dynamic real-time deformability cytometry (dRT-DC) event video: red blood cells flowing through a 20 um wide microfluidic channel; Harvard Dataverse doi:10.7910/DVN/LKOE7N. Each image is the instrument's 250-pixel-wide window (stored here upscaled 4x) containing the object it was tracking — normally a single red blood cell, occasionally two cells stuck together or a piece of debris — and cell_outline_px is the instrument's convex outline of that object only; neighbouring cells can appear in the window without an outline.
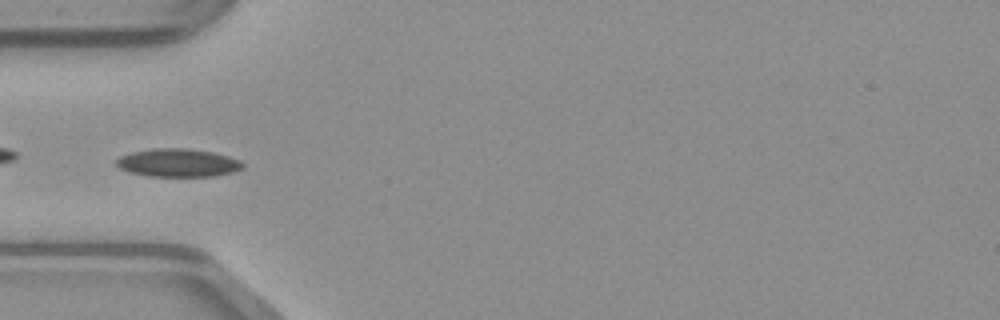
{"species": "common noctule bat (a hibernating species)", "species_latin": "Nyctalus noctula", "temperature_condition": "warm", "stored_images_in_passage": 49, "camera_frame_rate_fps": 3000, "um_per_image_px": 0.085, "animal": {"sex": "male", "body_mass_g": 23.1, "forearm_length_mm": 52.7}, "frame": {"image": 1, "passage_image": 15, "time_ms": 4.667, "image_size_px": [1000, 320], "cell_outline_px": [[244, 168], [232, 172], [212, 176], [148, 176], [128, 172], [120, 168], [116, 164], [116, 160], [120, 156], [132, 152], [152, 148], [188, 148], [212, 152], [228, 156], [240, 160], [244, 164]], "centroid_in_image_um": [15.12, 13.83], "position_along_channel_um": 69.9, "area_um2": 20.75}}